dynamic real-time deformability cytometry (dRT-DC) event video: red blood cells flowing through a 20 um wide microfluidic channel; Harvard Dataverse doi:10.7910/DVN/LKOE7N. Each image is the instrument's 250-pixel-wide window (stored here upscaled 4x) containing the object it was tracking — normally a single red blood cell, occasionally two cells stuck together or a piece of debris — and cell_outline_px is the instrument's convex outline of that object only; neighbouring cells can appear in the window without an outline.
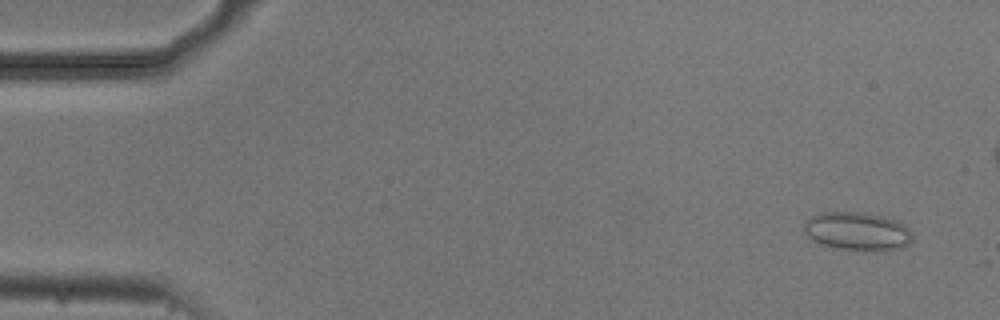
{"species": "common noctule bat (a hibernating species)", "species_latin": "Nyctalus noctula", "temperature_condition": "cold", "stored_images_in_passage": 9, "camera_frame_rate_fps": 3000, "um_per_image_px": 0.085, "animal": {"sex": "male", "body_mass_g": 20.5, "forearm_length_mm": 52.5}, "frame": {"image": 1, "passage_image": 1, "time_ms": 0.0, "image_size_px": [1000, 320], "cell_outline_px": [[912, 240], [904, 248], [884, 252], [832, 248], [820, 244], [812, 240], [804, 232], [804, 224], [812, 216], [820, 212], [860, 212], [880, 216], [896, 220], [904, 224], [912, 232]], "centroid_in_image_um": [72.9, 19.69], "position_along_channel_um": 12.1, "area_um2": 24.62}}
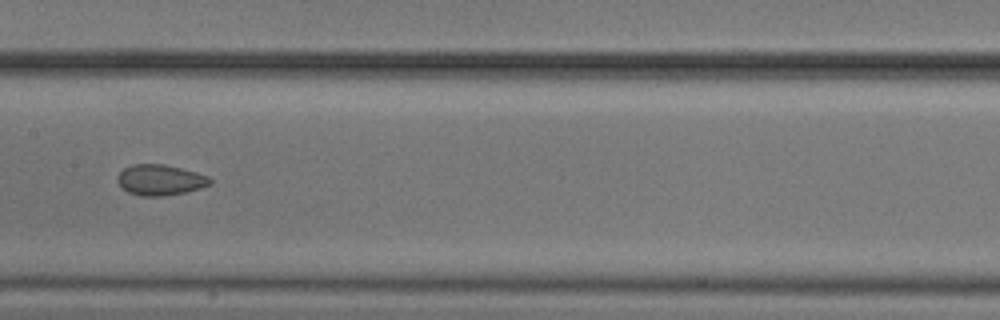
{"frame": {"image": 2, "passage_image": 8, "time_ms": 2.333, "image_size_px": [1000, 320], "cell_outline_px": [[212, 184], [200, 188], [184, 192], [164, 196], [140, 196], [128, 192], [116, 180], [116, 176], [124, 168], [132, 164], [164, 164], [196, 172], [208, 176], [212, 180]], "centroid_in_image_um": [13.61, 15.29], "position_along_channel_um": 193.8, "area_um2": 16.53}}
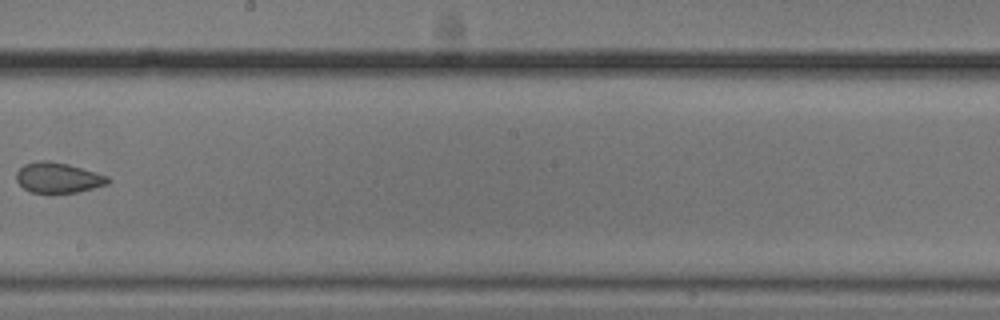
{"frame": {"image": 3, "passage_image": 9, "time_ms": 2.667, "image_size_px": [1000, 320], "cell_outline_px": [[112, 180], [108, 184], [76, 192], [52, 196], [48, 196], [32, 192], [24, 188], [16, 180], [16, 172], [24, 164], [36, 160], [48, 160], [68, 164], [108, 176]], "centroid_in_image_um": [4.91, 15.14], "position_along_channel_um": 243.3, "area_um2": 16.76}}